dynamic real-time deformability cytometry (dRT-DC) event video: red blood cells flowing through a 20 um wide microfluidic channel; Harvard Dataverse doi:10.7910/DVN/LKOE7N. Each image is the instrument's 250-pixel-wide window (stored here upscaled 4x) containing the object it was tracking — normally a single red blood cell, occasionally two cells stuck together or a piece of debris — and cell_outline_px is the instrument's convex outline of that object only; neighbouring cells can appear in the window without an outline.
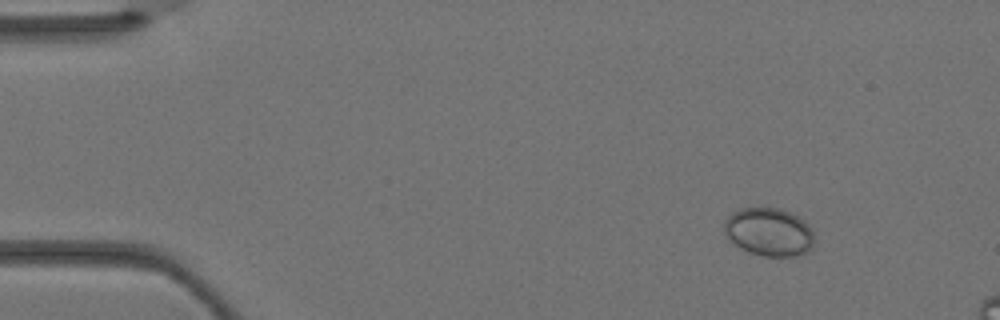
{"species": "Egyptian fruit bat (a non-hibernating species)", "species_latin": "Rousettus aegyptiacus", "temperature_condition": "warm", "stored_images_in_passage": 2, "camera_frame_rate_fps": 3000, "um_per_image_px": 0.085, "animal": {"sex": "female"}, "frame": {"image": 1, "passage_image": 1, "time_ms": 0.0, "image_size_px": [1000, 320], "cell_outline_px": [[812, 248], [808, 252], [800, 256], [764, 256], [748, 252], [740, 248], [728, 240], [724, 232], [724, 220], [732, 212], [740, 208], [780, 208], [804, 220], [812, 228]], "centroid_in_image_um": [65.34, 19.73], "position_along_channel_um": 19.7, "area_um2": 25.49}}